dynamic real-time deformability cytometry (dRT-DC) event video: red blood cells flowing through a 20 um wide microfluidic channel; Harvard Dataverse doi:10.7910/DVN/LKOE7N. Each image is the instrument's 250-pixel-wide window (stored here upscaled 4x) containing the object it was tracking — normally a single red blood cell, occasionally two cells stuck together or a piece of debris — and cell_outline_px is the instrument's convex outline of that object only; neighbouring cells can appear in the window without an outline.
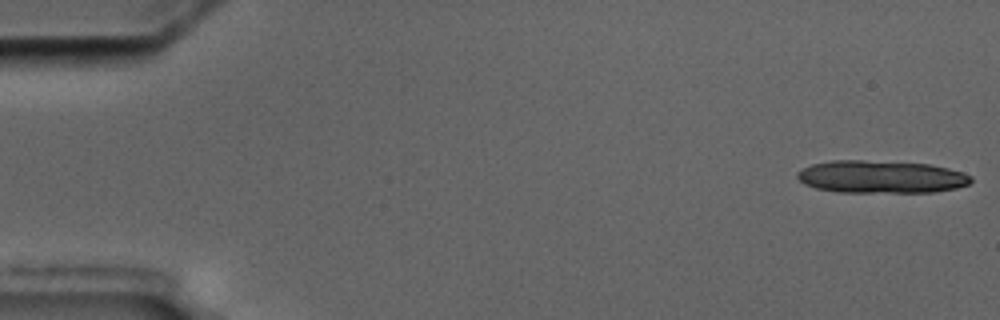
{"species": "common noctule bat (a hibernating species)", "species_latin": "Nyctalus noctula", "temperature_condition": "cold", "stored_images_in_passage": 6, "camera_frame_rate_fps": 3000, "um_per_image_px": 0.085, "animal": {"sex": "male", "body_mass_g": 17.5, "forearm_length_mm": 52.3}, "frame": {"image": 1, "passage_image": 1, "time_ms": 0.0, "image_size_px": [1000, 320], "cell_outline_px": [[972, 180], [968, 184], [956, 188], [932, 192], [836, 192], [816, 188], [804, 184], [796, 176], [796, 172], [812, 164], [832, 160], [864, 160], [928, 164], [948, 168], [972, 176]], "centroid_in_image_um": [74.86, 15.03], "position_along_channel_um": 10.1, "area_um2": 32.95}}
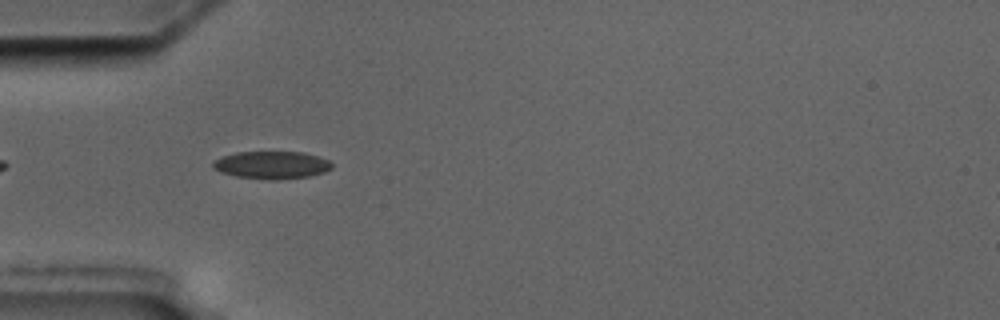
{"frame": {"image": 2, "passage_image": 6, "time_ms": 5.667, "image_size_px": [1000, 320], "cell_outline_px": [[332, 168], [324, 172], [308, 176], [276, 180], [272, 180], [236, 176], [220, 172], [212, 168], [212, 160], [220, 156], [236, 152], [304, 152], [328, 160], [332, 164]], "centroid_in_image_um": [23.04, 14.02], "position_along_channel_um": 62.0, "area_um2": 19.19}}